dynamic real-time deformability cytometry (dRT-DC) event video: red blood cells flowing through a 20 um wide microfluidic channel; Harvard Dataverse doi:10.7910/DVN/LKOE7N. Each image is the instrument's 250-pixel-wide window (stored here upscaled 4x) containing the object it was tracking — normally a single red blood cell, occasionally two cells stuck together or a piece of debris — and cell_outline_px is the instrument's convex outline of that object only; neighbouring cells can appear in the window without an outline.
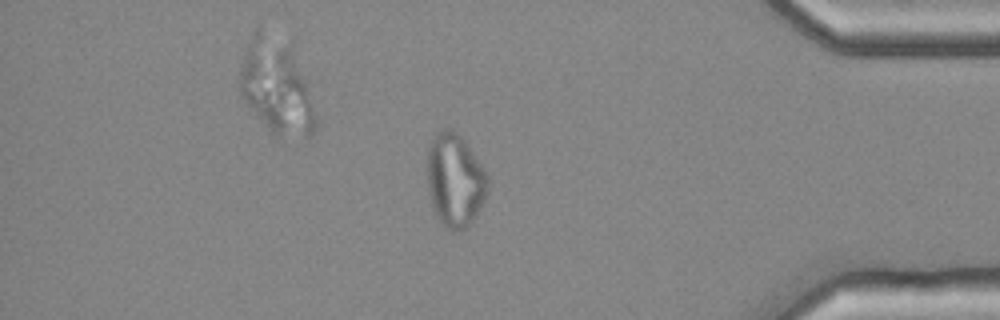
{"species": "common noctule bat (a hibernating species)", "species_latin": "Nyctalus noctula", "temperature_condition": "cold", "stored_images_in_passage": 56, "camera_frame_rate_fps": 3000, "um_per_image_px": 0.085, "animal": {"sex": "female", "body_mass_g": 25.1}, "frame": {"image": 1, "passage_image": 48, "time_ms": 15.667, "image_size_px": [1000, 320], "cell_outline_px": [[488, 188], [484, 200], [476, 216], [464, 228], [452, 232], [444, 228], [436, 216], [432, 204], [428, 188], [428, 144], [436, 132], [444, 128], [452, 128], [464, 140], [484, 168], [488, 176]], "centroid_in_image_um": [38.66, 15.31], "position_along_channel_um": 396.5, "area_um2": 32.95}}